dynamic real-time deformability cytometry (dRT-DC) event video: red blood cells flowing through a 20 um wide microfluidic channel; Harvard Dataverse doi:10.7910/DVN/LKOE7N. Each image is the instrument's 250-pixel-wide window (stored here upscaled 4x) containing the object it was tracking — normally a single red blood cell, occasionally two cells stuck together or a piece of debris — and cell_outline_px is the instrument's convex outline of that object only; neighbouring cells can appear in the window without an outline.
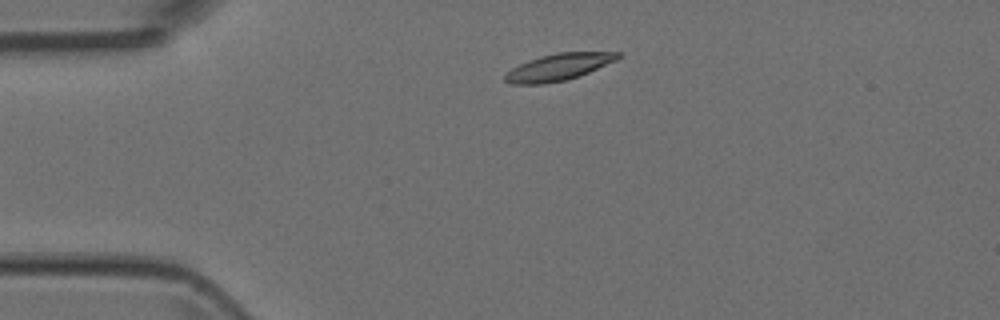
{"species": "Egyptian fruit bat (a non-hibernating species)", "species_latin": "Rousettus aegyptiacus", "temperature_condition": "room temperature", "stored_images_in_passage": 2, "camera_frame_rate_fps": 3000, "um_per_image_px": 0.085, "animal": {"sex": "female"}, "frame": {"image": 1, "passage_image": 2, "time_ms": 0.333, "image_size_px": [1000, 320], "cell_outline_px": [[620, 56], [616, 60], [588, 72], [568, 80], [544, 84], [512, 84], [504, 80], [504, 76], [512, 68], [528, 60], [540, 56], [556, 52], [620, 52]], "centroid_in_image_um": [47.45, 5.7], "position_along_channel_um": 37.5, "area_um2": 17.51}}